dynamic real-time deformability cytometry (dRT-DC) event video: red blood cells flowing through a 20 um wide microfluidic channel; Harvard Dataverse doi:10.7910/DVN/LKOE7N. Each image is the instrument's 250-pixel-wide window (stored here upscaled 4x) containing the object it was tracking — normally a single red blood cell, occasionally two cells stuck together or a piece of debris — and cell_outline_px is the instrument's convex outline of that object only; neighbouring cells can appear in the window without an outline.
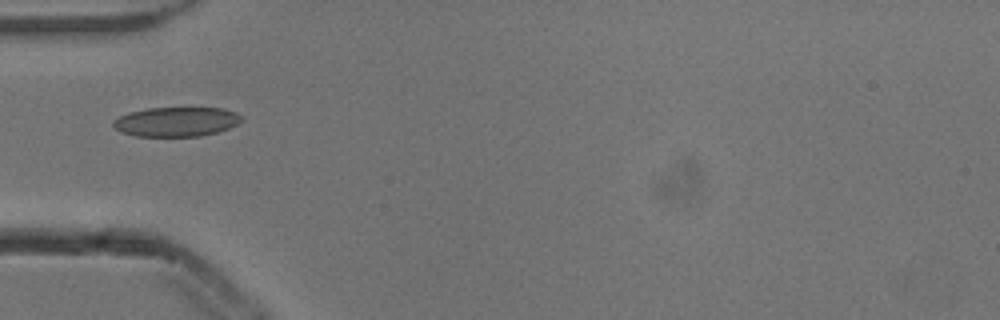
{"species": "common noctule bat (a hibernating species)", "species_latin": "Nyctalus noctula", "temperature_condition": "cold", "stored_images_in_passage": 37, "camera_frame_rate_fps": 3000, "um_per_image_px": 0.085, "animal": {"sex": "male", "body_mass_g": 13.3}, "frame": {"image": 1, "passage_image": 1, "time_ms": 0.0, "image_size_px": [1000, 320], "cell_outline_px": [[244, 120], [228, 128], [216, 132], [200, 136], [136, 136], [120, 132], [112, 124], [112, 120], [128, 112], [148, 108], [224, 108], [236, 112]], "centroid_in_image_um": [14.97, 10.34], "position_along_channel_um": 70.0, "area_um2": 22.02}}
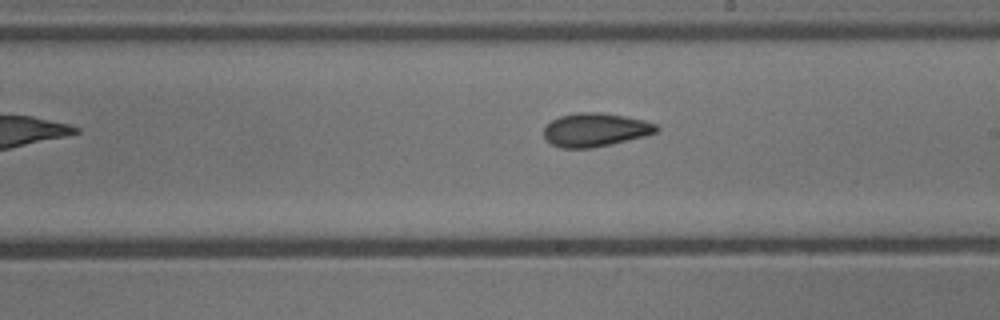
{"frame": {"image": 2, "passage_image": 14, "time_ms": 4.333, "image_size_px": [1000, 320], "cell_outline_px": [[660, 128], [656, 132], [644, 136], [592, 148], [560, 148], [552, 144], [544, 136], [544, 128], [552, 120], [560, 116], [576, 112], [604, 112], [644, 120], [656, 124]], "centroid_in_image_um": [50.6, 11.02], "position_along_channel_um": 238.4, "area_um2": 21.91}}
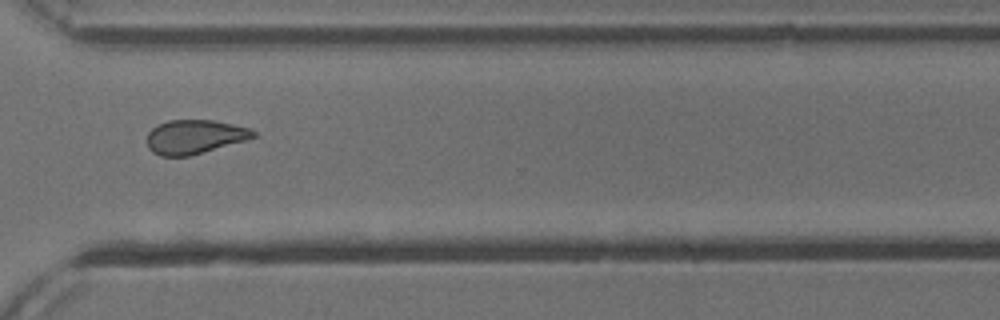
{"frame": {"image": 3, "passage_image": 23, "time_ms": 7.333, "image_size_px": [1000, 320], "cell_outline_px": [[256, 136], [248, 140], [188, 156], [160, 156], [152, 152], [148, 148], [148, 132], [152, 128], [168, 120], [212, 120], [232, 124], [248, 128], [256, 132]], "centroid_in_image_um": [16.54, 11.63], "position_along_channel_um": 354.1, "area_um2": 20.98}, "authors_computed_cell_mechanics": {"area_um2": 21.4438, "velocity_mm_per_s": 3.856, "shape_relaxation_time_tau1_ms": 10.6335, "shape_relaxation_time_tau2_ms": 4.148, "deformation_change_tau1": 0.1899, "deformation_change_tau2": 0.0986}}